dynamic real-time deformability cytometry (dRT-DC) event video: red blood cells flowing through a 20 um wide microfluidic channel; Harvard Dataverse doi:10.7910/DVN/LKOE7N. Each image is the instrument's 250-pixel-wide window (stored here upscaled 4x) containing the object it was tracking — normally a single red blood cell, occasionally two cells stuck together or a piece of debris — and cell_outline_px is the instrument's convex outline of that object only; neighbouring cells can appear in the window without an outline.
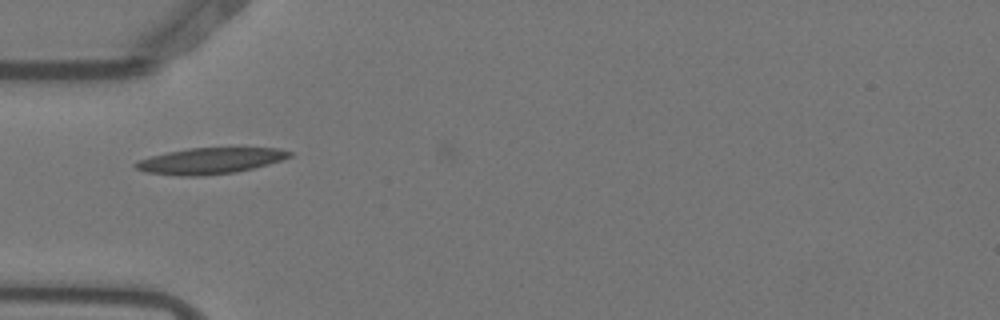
{"species": "Egyptian fruit bat (a non-hibernating species)", "species_latin": "Rousettus aegyptiacus", "temperature_condition": "warm", "stored_images_in_passage": 3, "camera_frame_rate_fps": 3000, "um_per_image_px": 0.085, "animal": {"sex": "female"}, "frame": {"image": 1, "passage_image": 1, "time_ms": 0.0, "image_size_px": [1000, 320], "cell_outline_px": [[292, 156], [268, 164], [236, 172], [200, 176], [180, 176], [144, 172], [136, 168], [132, 164], [136, 160], [168, 152], [188, 148], [280, 148], [292, 152]], "centroid_in_image_um": [17.82, 13.67], "position_along_channel_um": 67.2, "area_um2": 23.35}}
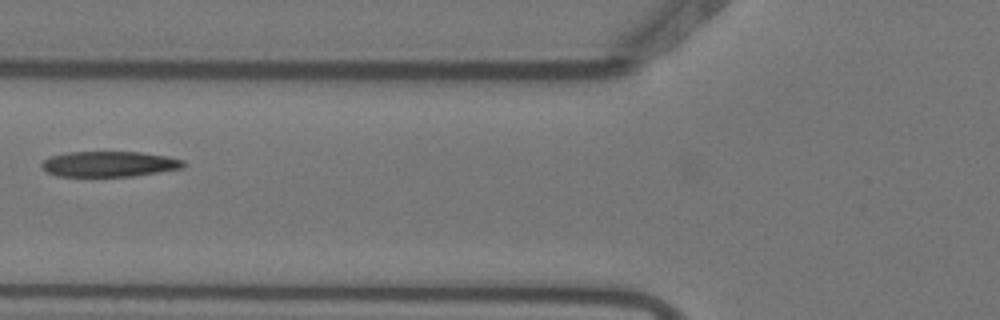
{"frame": {"image": 2, "passage_image": 2, "time_ms": 0.333, "image_size_px": [1000, 320], "cell_outline_px": [[184, 168], [136, 176], [56, 176], [40, 168], [40, 164], [48, 156], [68, 152], [140, 152], [168, 156], [184, 160]], "centroid_in_image_um": [9.27, 13.94], "position_along_channel_um": 116.5, "area_um2": 21.27}}
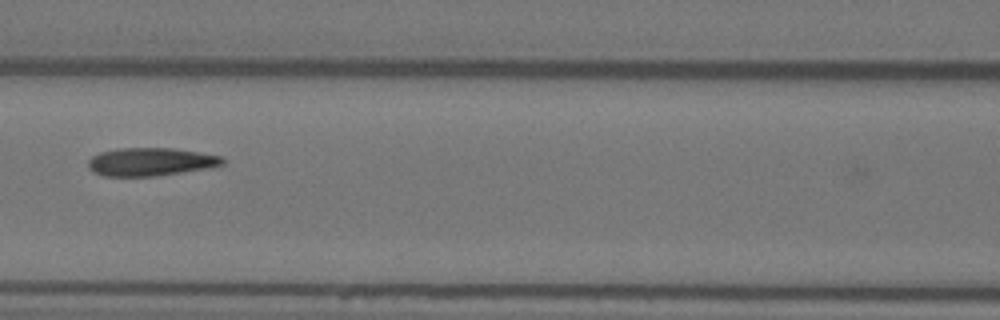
{"frame": {"image": 3, "passage_image": 3, "time_ms": 0.667, "image_size_px": [1000, 320], "cell_outline_px": [[224, 164], [212, 168], [156, 176], [104, 176], [92, 172], [88, 168], [88, 160], [92, 156], [100, 152], [116, 148], [172, 148], [220, 156], [224, 160]], "centroid_in_image_um": [12.77, 13.76], "position_along_channel_um": 153.8, "area_um2": 22.14}}